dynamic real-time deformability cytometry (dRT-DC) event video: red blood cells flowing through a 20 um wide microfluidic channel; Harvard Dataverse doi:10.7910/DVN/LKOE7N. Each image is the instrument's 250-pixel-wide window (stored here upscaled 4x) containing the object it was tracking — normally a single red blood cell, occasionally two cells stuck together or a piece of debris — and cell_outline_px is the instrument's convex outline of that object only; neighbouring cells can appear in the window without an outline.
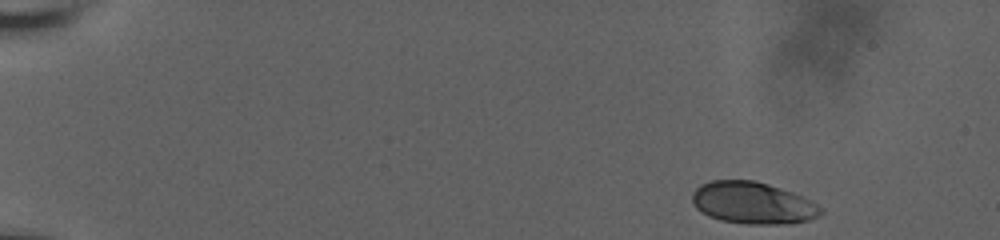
{"species": "human", "species_latin": "Homo sapiens", "temperature_condition": "room temperature", "stored_images_in_passage": 37, "camera_frame_rate_fps": 3000, "um_per_image_px": 0.085, "donor": {"sex": "male"}, "frame": {"image": 1, "passage_image": 1, "time_ms": 0.0, "image_size_px": [1000, 240], "cell_outline_px": [[824, 212], [820, 216], [808, 220], [792, 224], [748, 224], [720, 220], [708, 216], [696, 208], [692, 204], [692, 192], [700, 184], [712, 180], [756, 180], [792, 192], [812, 200], [824, 208]], "centroid_in_image_um": [64.01, 17.25], "position_along_channel_um": 21.0, "area_um2": 31.85}}
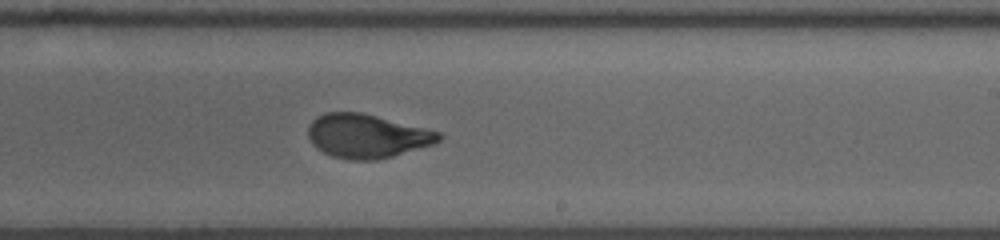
{"frame": {"image": 2, "passage_image": 21, "time_ms": 10.0, "image_size_px": [1000, 240], "cell_outline_px": [[444, 136], [436, 144], [392, 156], [376, 160], [348, 160], [332, 156], [316, 148], [312, 144], [308, 136], [308, 124], [316, 116], [324, 112], [360, 112], [440, 132]], "centroid_in_image_um": [31.17, 11.57], "position_along_channel_um": 257.8, "area_um2": 33.47}}
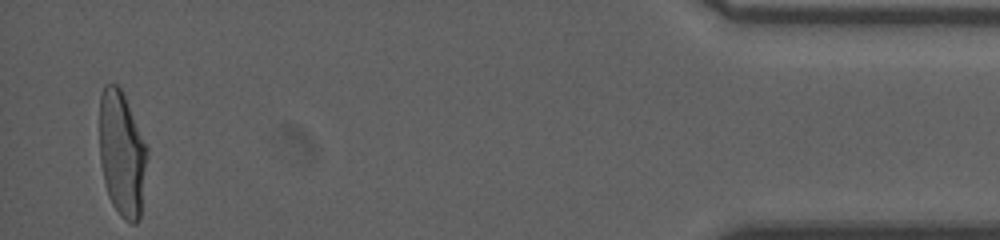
{"frame": {"image": 3, "passage_image": 37, "time_ms": 16.333, "image_size_px": [1000, 240], "cell_outline_px": [[148, 156], [140, 220], [136, 224], [132, 224], [124, 220], [120, 216], [112, 204], [108, 196], [100, 164], [100, 96], [104, 84], [116, 84], [120, 88], [124, 96], [148, 148]], "centroid_in_image_um": [10.37, 13.13], "position_along_channel_um": 424.8, "area_um2": 35.03}, "authors_computed_cell_mechanics": {"area_um2": 33.813, "velocity_mm_per_s": 3.7649, "shape_relaxation_time_tau1_ms": 6.9063, "shape_relaxation_time_tau2_ms": null, "deformation_change_tau1": 0.233, "deformation_change_tau2": null}}